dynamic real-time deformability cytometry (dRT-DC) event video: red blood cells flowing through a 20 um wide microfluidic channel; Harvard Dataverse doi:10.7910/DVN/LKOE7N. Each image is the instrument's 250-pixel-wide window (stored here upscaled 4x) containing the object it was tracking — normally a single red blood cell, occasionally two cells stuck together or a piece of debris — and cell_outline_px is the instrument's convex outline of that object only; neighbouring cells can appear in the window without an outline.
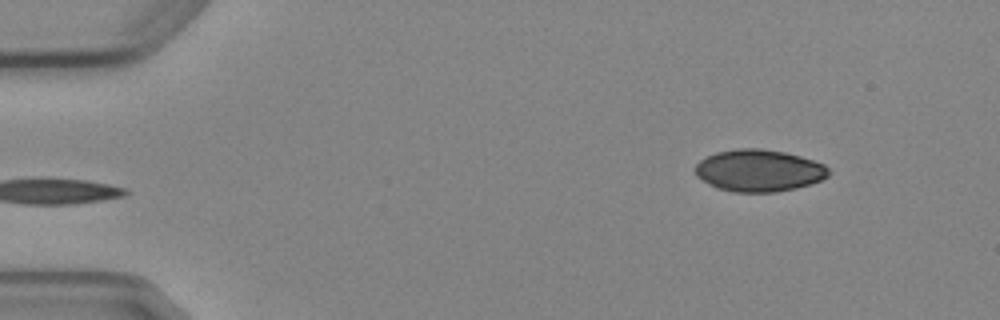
{"species": "Egyptian fruit bat (a non-hibernating species)", "species_latin": "Rousettus aegyptiacus", "temperature_condition": "cold", "stored_images_in_passage": 4, "camera_frame_rate_fps": 3000, "um_per_image_px": 0.085, "animal": {"sex": "female"}, "frame": {"image": 1, "passage_image": 4, "time_ms": 4.333, "image_size_px": [1000, 320], "cell_outline_px": [[832, 172], [828, 176], [820, 180], [796, 188], [776, 192], [732, 192], [716, 188], [708, 184], [696, 176], [696, 164], [700, 160], [716, 152], [740, 148], [760, 148], [784, 152], [800, 156], [824, 164]], "centroid_in_image_um": [64.5, 14.5], "position_along_channel_um": 20.5, "area_um2": 32.66}}